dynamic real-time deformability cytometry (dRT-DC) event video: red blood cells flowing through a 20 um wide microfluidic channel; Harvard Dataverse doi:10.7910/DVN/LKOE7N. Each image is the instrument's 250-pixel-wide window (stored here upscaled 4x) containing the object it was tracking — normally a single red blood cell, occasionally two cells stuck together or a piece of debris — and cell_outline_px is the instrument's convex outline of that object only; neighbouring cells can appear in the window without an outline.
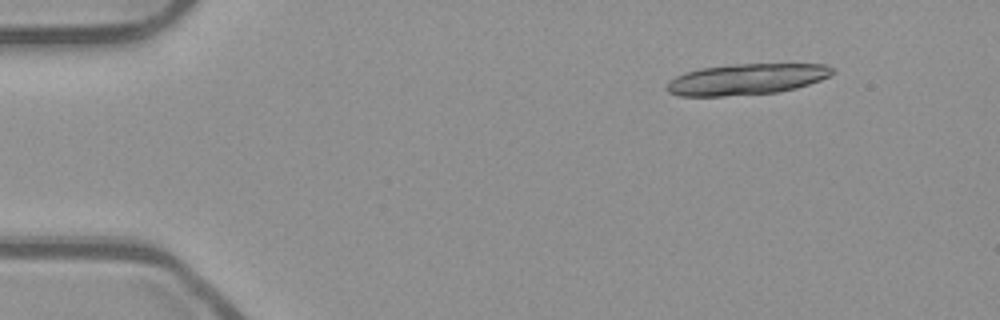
{"species": "common noctule bat (a hibernating species)", "species_latin": "Nyctalus noctula", "temperature_condition": "room temperature", "stored_images_in_passage": 13, "camera_frame_rate_fps": 3000, "um_per_image_px": 0.085, "animal": {"sex": "male", "body_mass_g": 23.1, "forearm_length_mm": 52.7}, "frame": {"image": 1, "passage_image": 1, "time_ms": 0.0, "image_size_px": [1000, 320], "cell_outline_px": [[832, 72], [828, 76], [820, 80], [796, 88], [776, 92], [724, 96], [680, 96], [668, 92], [668, 84], [676, 76], [684, 72], [700, 68], [728, 64], [828, 64], [832, 68]], "centroid_in_image_um": [63.43, 6.73], "position_along_channel_um": 21.6, "area_um2": 29.71}}